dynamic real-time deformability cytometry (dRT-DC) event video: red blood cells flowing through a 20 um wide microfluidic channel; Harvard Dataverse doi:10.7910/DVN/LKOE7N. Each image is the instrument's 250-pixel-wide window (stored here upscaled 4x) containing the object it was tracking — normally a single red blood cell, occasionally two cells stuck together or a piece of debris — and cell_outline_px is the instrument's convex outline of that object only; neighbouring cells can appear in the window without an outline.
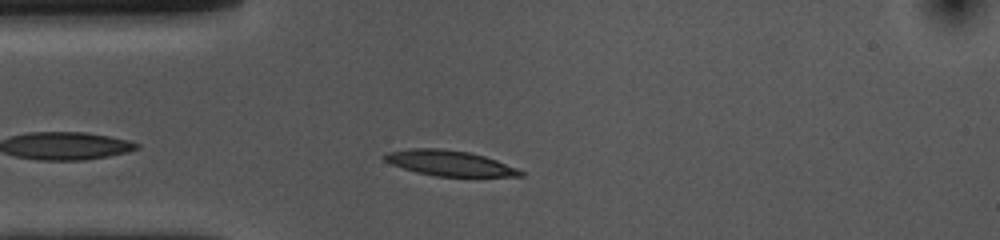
{"species": "common noctule bat (a hibernating species)", "species_latin": "Nyctalus noctula", "temperature_condition": "cold", "stored_images_in_passage": 30, "camera_frame_rate_fps": 3000, "um_per_image_px": 0.085, "animal": {"sex": "female", "body_mass_g": 10.0, "forearm_length_mm": 53.1}, "frame": {"image": 1, "passage_image": 5, "time_ms": 1.333, "image_size_px": [1000, 240], "cell_outline_px": [[524, 176], [436, 176], [416, 172], [392, 164], [384, 160], [384, 156], [388, 152], [412, 148], [440, 148], [468, 152], [484, 156], [496, 160], [516, 168], [524, 172]], "centroid_in_image_um": [38.21, 13.86], "position_along_channel_um": 46.8, "area_um2": 19.77}}
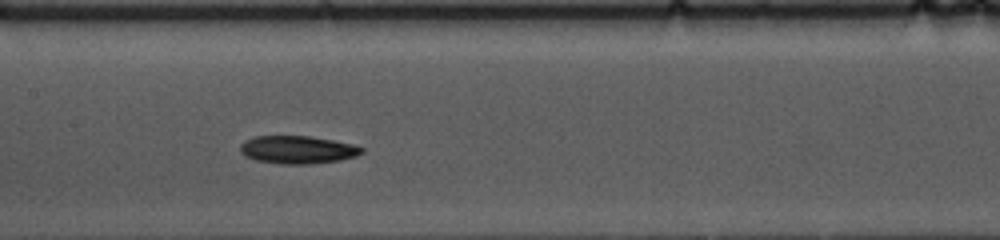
{"frame": {"image": 2, "passage_image": 17, "time_ms": 5.333, "image_size_px": [1000, 240], "cell_outline_px": [[364, 152], [356, 156], [340, 160], [308, 164], [280, 164], [256, 160], [244, 156], [240, 152], [240, 144], [244, 140], [256, 136], [308, 136], [332, 140], [352, 144], [364, 148]], "centroid_in_image_um": [25.27, 12.73], "position_along_channel_um": 182.1, "area_um2": 19.77}}
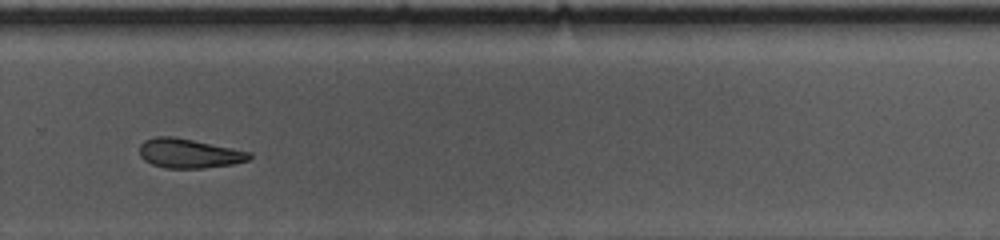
{"frame": {"image": 3, "passage_image": 28, "time_ms": 9.0, "image_size_px": [1000, 240], "cell_outline_px": [[252, 156], [248, 160], [232, 164], [204, 168], [164, 168], [152, 164], [144, 160], [140, 156], [140, 144], [144, 140], [156, 136], [172, 136], [252, 152]], "centroid_in_image_um": [16.04, 13.04], "position_along_channel_um": 313.8, "area_um2": 18.73}}